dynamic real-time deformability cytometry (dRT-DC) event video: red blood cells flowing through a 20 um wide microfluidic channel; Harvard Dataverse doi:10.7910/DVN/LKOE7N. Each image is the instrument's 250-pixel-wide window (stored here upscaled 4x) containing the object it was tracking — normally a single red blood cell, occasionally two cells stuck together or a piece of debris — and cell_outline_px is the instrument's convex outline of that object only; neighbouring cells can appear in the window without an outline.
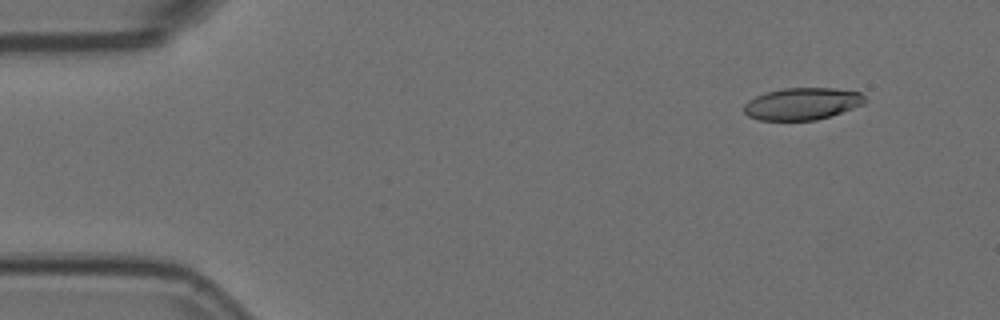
{"species": "Egyptian fruit bat (a non-hibernating species)", "species_latin": "Rousettus aegyptiacus", "temperature_condition": "room temperature", "stored_images_in_passage": 53, "camera_frame_rate_fps": 3000, "um_per_image_px": 0.085, "animal": {"sex": "female"}, "frame": {"image": 1, "passage_image": 4, "time_ms": 1.0, "image_size_px": [1000, 320], "cell_outline_px": [[868, 100], [864, 104], [816, 120], [760, 120], [748, 116], [744, 112], [744, 104], [748, 100], [764, 92], [784, 88], [836, 88], [860, 92]], "centroid_in_image_um": [68.18, 8.81], "position_along_channel_um": 16.8, "area_um2": 22.6}}
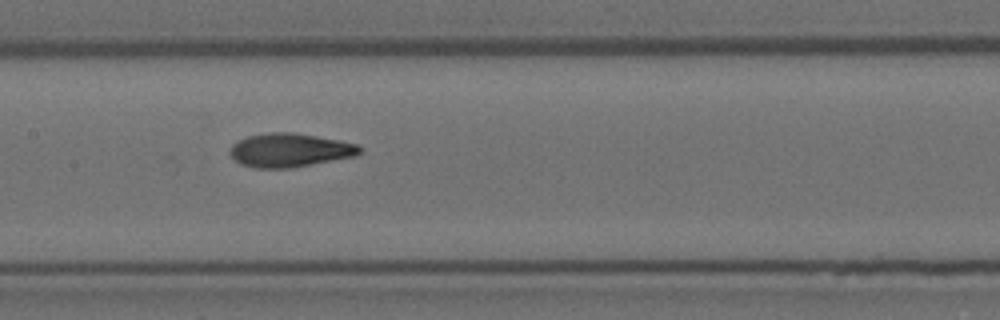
{"frame": {"image": 2, "passage_image": 25, "time_ms": 8.0, "image_size_px": [1000, 320], "cell_outline_px": [[364, 152], [356, 156], [288, 168], [256, 168], [240, 164], [232, 156], [232, 144], [236, 140], [248, 136], [272, 132], [292, 132], [316, 136], [356, 144], [364, 148]], "centroid_in_image_um": [24.66, 12.76], "position_along_channel_um": 182.7, "area_um2": 25.26}}
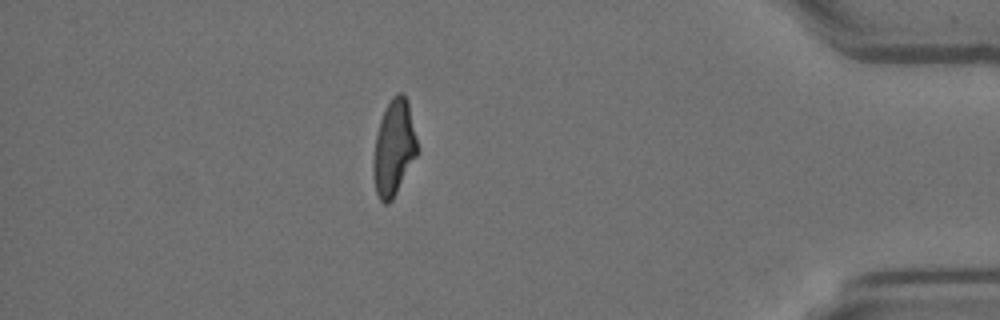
{"frame": {"image": 3, "passage_image": 46, "time_ms": 15.0, "image_size_px": [1000, 320], "cell_outline_px": [[416, 156], [392, 200], [388, 204], [384, 204], [380, 200], [376, 192], [372, 172], [372, 164], [376, 136], [380, 120], [384, 108], [392, 96], [396, 92], [404, 92], [408, 100], [416, 140]], "centroid_in_image_um": [33.45, 12.54], "position_along_channel_um": 401.8, "area_um2": 24.39}, "authors_computed_cell_mechanics": {"area_um2": 24.565, "velocity_mm_per_s": 3.7604, "shape_relaxation_time_tau1_ms": 9.5346, "shape_relaxation_time_tau2_ms": 1.8929, "deformation_change_tau1": 0.2724, "deformation_change_tau2": 0.0925}}